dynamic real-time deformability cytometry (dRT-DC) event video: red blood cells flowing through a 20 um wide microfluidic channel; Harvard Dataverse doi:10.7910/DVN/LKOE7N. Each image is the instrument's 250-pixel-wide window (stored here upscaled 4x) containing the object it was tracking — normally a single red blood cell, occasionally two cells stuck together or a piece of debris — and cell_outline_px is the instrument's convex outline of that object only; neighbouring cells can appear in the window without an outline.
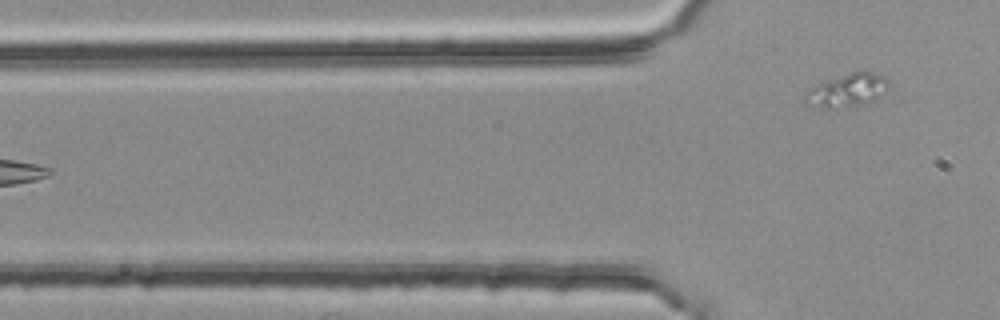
{"species": "common noctule bat (a hibernating species)", "species_latin": "Nyctalus noctula", "temperature_condition": "room temperature", "stored_images_in_passage": 4, "camera_frame_rate_fps": 3000, "um_per_image_px": 0.085, "animal": {"sex": "female", "body_mass_g": 25.1}, "frame": {"image": 1, "passage_image": 4, "time_ms": 1.0, "image_size_px": [1000, 320], "cell_outline_px": [[888, 84], [872, 100], [860, 104], [828, 108], [804, 104], [804, 92], [808, 88], [828, 80], [864, 68], [884, 76], [888, 80]], "centroid_in_image_um": [71.94, 7.63], "position_along_channel_um": 53.9, "area_um2": 15.72}}